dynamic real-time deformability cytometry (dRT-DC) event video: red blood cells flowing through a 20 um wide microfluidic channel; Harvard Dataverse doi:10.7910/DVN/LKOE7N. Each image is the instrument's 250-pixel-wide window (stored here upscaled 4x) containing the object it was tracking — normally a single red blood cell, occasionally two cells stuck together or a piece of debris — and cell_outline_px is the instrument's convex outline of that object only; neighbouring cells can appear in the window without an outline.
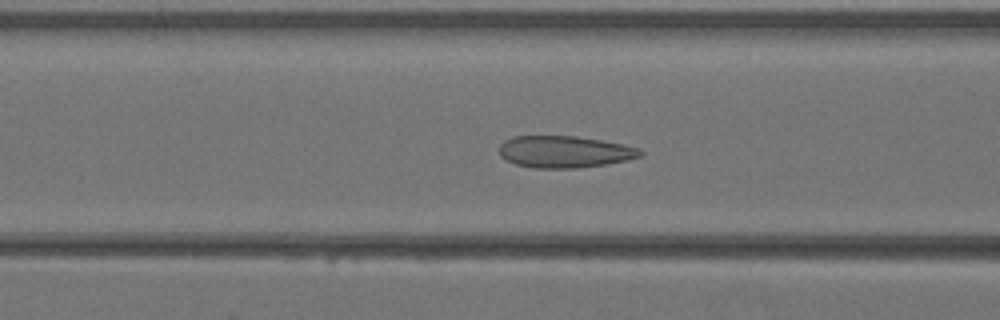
{"species": "Egyptian fruit bat (a non-hibernating species)", "species_latin": "Rousettus aegyptiacus", "temperature_condition": "warm", "stored_images_in_passage": 40, "camera_frame_rate_fps": 3000, "um_per_image_px": 0.085, "animal": {"sex": "female"}, "frame": {"image": 1, "passage_image": 16, "time_ms": 5.0, "image_size_px": [1000, 320], "cell_outline_px": [[644, 152], [640, 156], [628, 160], [604, 164], [576, 168], [532, 168], [516, 164], [500, 156], [500, 144], [504, 140], [512, 136], [576, 136], [600, 140], [640, 148]], "centroid_in_image_um": [47.96, 12.9], "position_along_channel_um": 118.6, "area_um2": 26.07}}
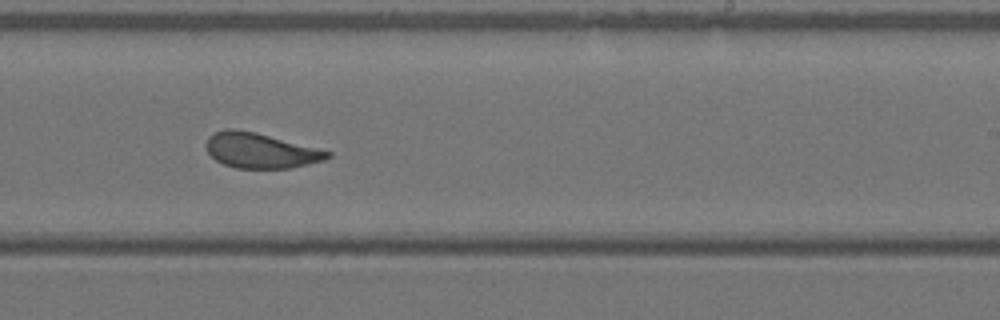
{"frame": {"image": 2, "passage_image": 25, "time_ms": 8.0, "image_size_px": [1000, 320], "cell_outline_px": [[332, 156], [324, 160], [308, 164], [288, 168], [236, 168], [224, 164], [216, 160], [208, 152], [208, 136], [212, 132], [224, 128], [236, 128], [256, 132], [332, 152]], "centroid_in_image_um": [22.13, 12.78], "position_along_channel_um": 266.9, "area_um2": 24.74}}
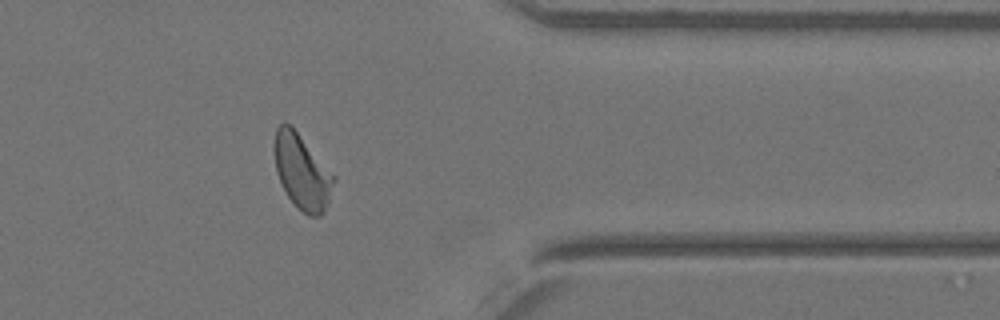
{"frame": {"image": 3, "passage_image": 33, "time_ms": 10.667, "image_size_px": [1000, 320], "cell_outline_px": [[336, 180], [324, 212], [320, 216], [308, 216], [296, 208], [288, 196], [276, 172], [272, 148], [276, 128], [284, 120], [296, 132], [336, 176]], "centroid_in_image_um": [25.65, 14.62], "position_along_channel_um": 385.7, "area_um2": 25.95}}